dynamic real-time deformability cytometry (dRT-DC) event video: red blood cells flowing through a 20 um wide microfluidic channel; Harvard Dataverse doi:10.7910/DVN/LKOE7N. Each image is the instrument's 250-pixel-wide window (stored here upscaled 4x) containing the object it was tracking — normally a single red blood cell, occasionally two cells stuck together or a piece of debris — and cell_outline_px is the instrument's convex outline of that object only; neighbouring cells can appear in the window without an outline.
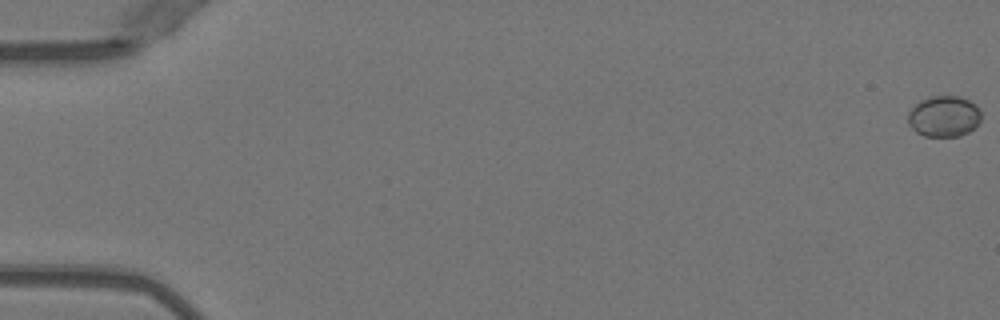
{"species": "Egyptian fruit bat (a non-hibernating species)", "species_latin": "Rousettus aegyptiacus", "temperature_condition": "warm", "stored_images_in_passage": 50, "camera_frame_rate_fps": 3000, "um_per_image_px": 0.085, "animal": {"sex": "female"}, "frame": {"image": 1, "passage_image": 1, "time_ms": 0.0, "image_size_px": [1000, 320], "cell_outline_px": [[980, 120], [968, 132], [960, 136], [924, 136], [916, 132], [908, 124], [908, 112], [920, 100], [932, 96], [960, 96], [976, 104], [980, 112]], "centroid_in_image_um": [80.21, 9.88], "position_along_channel_um": 4.8, "area_um2": 17.4}}
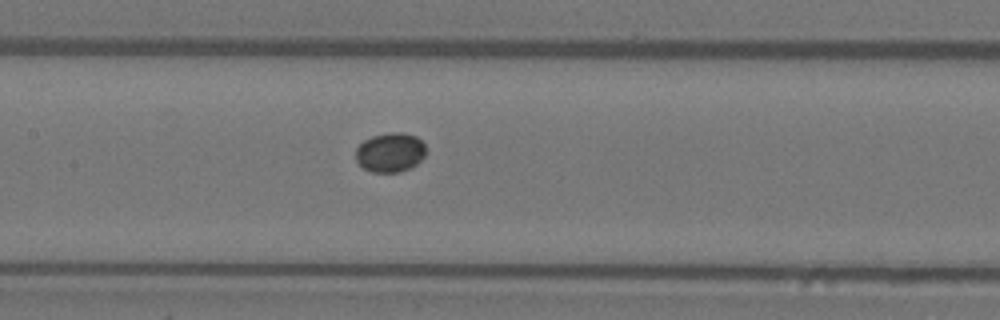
{"frame": {"image": 2, "passage_image": 26, "time_ms": 8.333, "image_size_px": [1000, 320], "cell_outline_px": [[424, 156], [416, 164], [400, 172], [372, 172], [364, 168], [356, 160], [356, 148], [364, 140], [372, 136], [388, 132], [404, 132], [416, 136], [424, 144]], "centroid_in_image_um": [33.15, 12.94], "position_along_channel_um": 174.2, "area_um2": 16.01}}
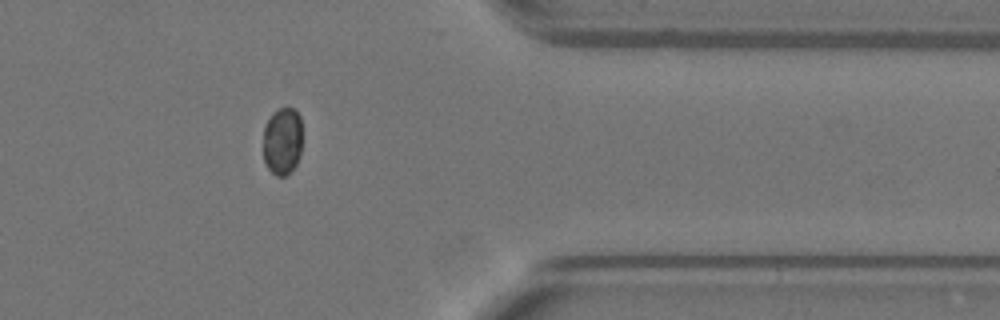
{"frame": {"image": 3, "passage_image": 43, "time_ms": 14.0, "image_size_px": [1000, 320], "cell_outline_px": [[300, 156], [296, 164], [284, 176], [276, 176], [268, 168], [264, 160], [264, 124], [272, 112], [280, 108], [292, 108], [300, 116]], "centroid_in_image_um": [23.98, 11.97], "position_along_channel_um": 387.4, "area_um2": 15.2}}